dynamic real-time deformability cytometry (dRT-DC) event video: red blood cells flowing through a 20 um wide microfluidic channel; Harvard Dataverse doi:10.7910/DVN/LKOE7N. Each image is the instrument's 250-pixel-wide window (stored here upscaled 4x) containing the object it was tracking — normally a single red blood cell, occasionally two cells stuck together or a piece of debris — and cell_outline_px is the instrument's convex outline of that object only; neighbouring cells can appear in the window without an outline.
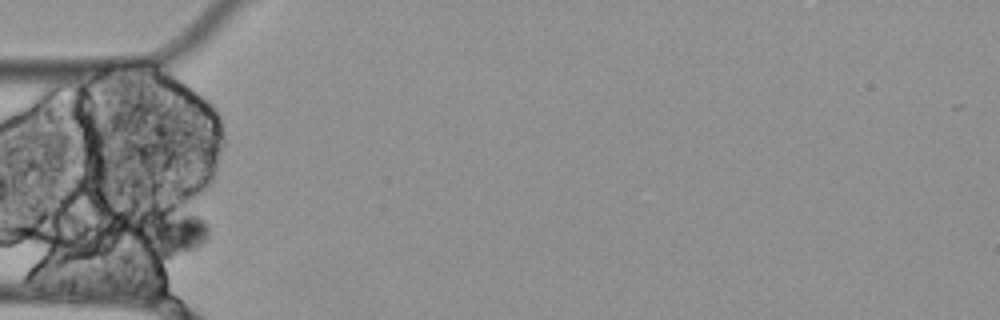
{"species": "Egyptian fruit bat (a non-hibernating species)", "species_latin": "Rousettus aegyptiacus", "temperature_condition": "cold", "stored_images_in_passage": 3, "camera_frame_rate_fps": 3000, "um_per_image_px": 0.085, "animal": {"sex": "female"}, "frame": {"image": 1, "passage_image": 1, "time_ms": 0.0, "image_size_px": [1000, 320], "cell_outline_px": [[208, 240], [196, 248], [164, 256], [140, 236], [160, 212], [200, 216], [208, 224]], "centroid_in_image_um": [14.96, 19.8], "position_along_channel_um": 70.0, "area_um2": 15.14}}
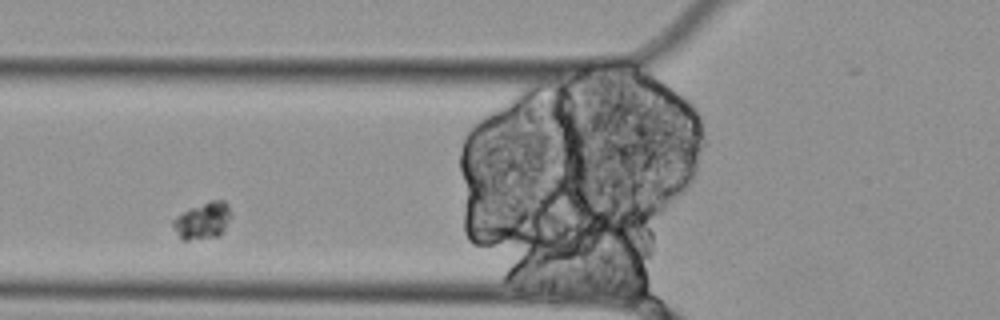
{"frame": {"image": 2, "passage_image": 2, "time_ms": 0.333, "image_size_px": [1000, 320], "cell_outline_px": [[232, 216], [224, 232], [220, 236], [188, 240], [180, 240], [172, 224], [172, 220], [176, 216], [188, 208], [208, 200], [224, 200], [228, 204], [232, 212]], "centroid_in_image_um": [17.26, 18.74], "position_along_channel_um": 108.5, "area_um2": 12.89}}
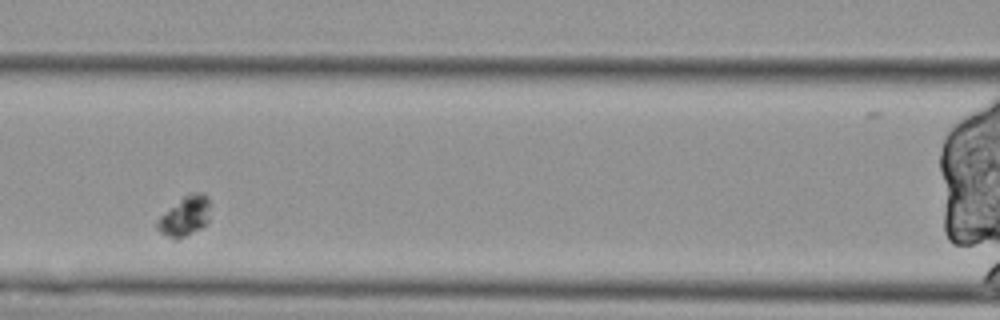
{"frame": {"image": 3, "passage_image": 3, "time_ms": 0.667, "image_size_px": [1000, 320], "cell_outline_px": [[212, 204], [208, 224], [176, 240], [172, 240], [160, 232], [156, 228], [156, 220], [160, 216], [184, 196], [192, 192], [204, 192], [208, 196]], "centroid_in_image_um": [15.76, 18.36], "position_along_channel_um": 150.8, "area_um2": 12.6}}